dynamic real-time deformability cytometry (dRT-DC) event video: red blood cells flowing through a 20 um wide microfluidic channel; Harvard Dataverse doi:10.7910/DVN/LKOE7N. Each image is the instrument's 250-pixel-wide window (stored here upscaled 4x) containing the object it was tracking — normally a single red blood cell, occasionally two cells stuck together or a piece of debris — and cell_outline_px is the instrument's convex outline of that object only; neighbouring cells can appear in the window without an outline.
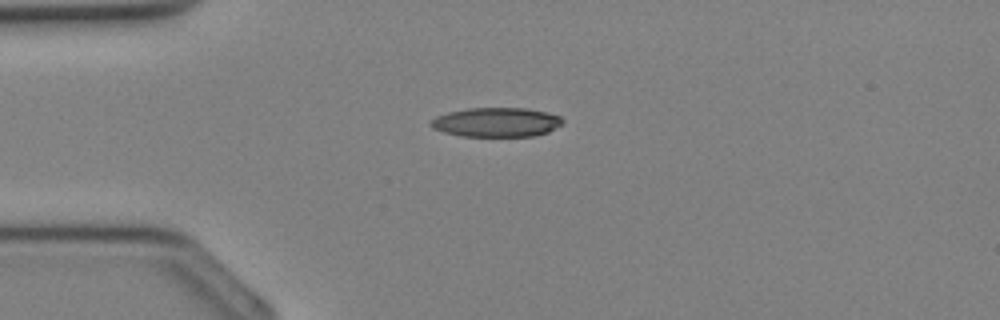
{"species": "Egyptian fruit bat (a non-hibernating species)", "species_latin": "Rousettus aegyptiacus", "temperature_condition": "cold", "stored_images_in_passage": 24, "camera_frame_rate_fps": 3000, "um_per_image_px": 0.085, "animal": {"sex": "female"}, "frame": {"image": 1, "passage_image": 2, "time_ms": 0.333, "image_size_px": [1000, 320], "cell_outline_px": [[564, 120], [560, 124], [548, 132], [532, 136], [460, 136], [444, 132], [432, 128], [428, 124], [436, 116], [448, 112], [468, 108], [524, 108], [544, 112], [560, 116]], "centroid_in_image_um": [42.15, 10.39], "position_along_channel_um": 42.9, "area_um2": 22.37}}
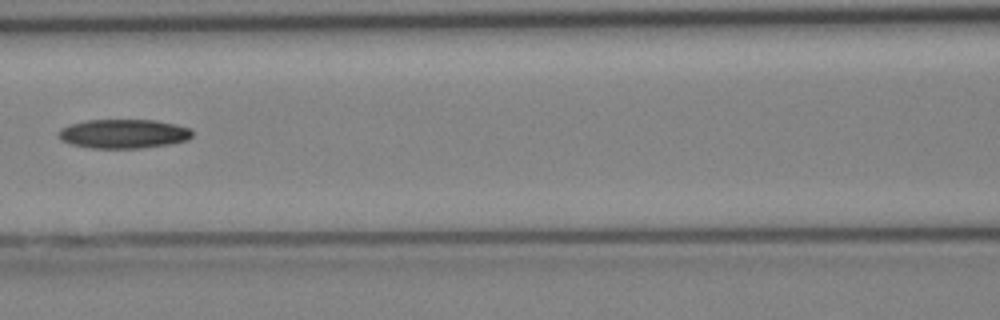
{"frame": {"image": 2, "passage_image": 9, "time_ms": 2.667, "image_size_px": [1000, 320], "cell_outline_px": [[192, 136], [188, 140], [168, 144], [140, 148], [92, 148], [72, 144], [60, 140], [56, 136], [56, 132], [60, 128], [68, 124], [84, 120], [156, 120], [176, 124], [192, 128]], "centroid_in_image_um": [10.46, 11.36], "position_along_channel_um": 156.1, "area_um2": 23.0}}
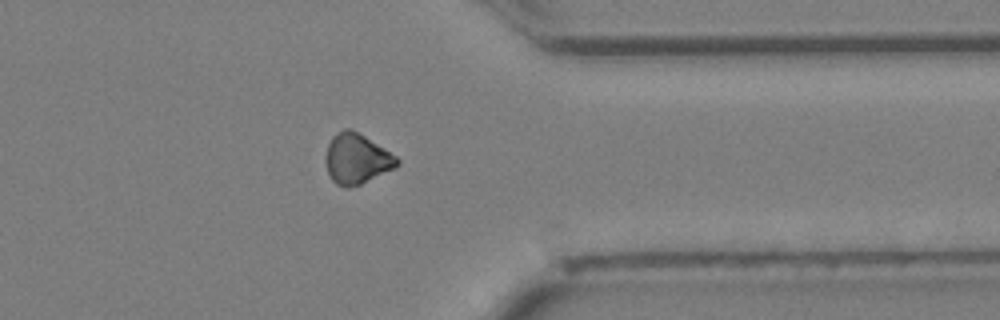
{"frame": {"image": 3, "passage_image": 21, "time_ms": 6.667, "image_size_px": [1000, 320], "cell_outline_px": [[400, 164], [396, 168], [360, 184], [348, 188], [344, 188], [336, 184], [332, 180], [328, 172], [324, 160], [324, 156], [328, 144], [332, 136], [344, 128], [348, 128], [364, 136], [396, 156], [400, 160]], "centroid_in_image_um": [30.3, 13.52], "position_along_channel_um": 381.1, "area_um2": 20.92}}